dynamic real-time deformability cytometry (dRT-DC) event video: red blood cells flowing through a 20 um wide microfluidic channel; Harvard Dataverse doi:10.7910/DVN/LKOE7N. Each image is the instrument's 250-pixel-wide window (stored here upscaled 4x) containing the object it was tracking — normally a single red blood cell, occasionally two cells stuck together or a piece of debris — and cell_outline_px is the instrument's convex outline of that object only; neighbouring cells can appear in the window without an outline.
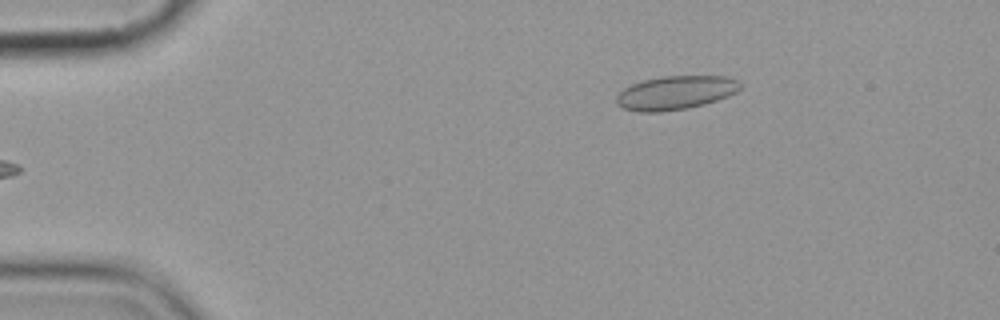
{"species": "common noctule bat (a hibernating species)", "species_latin": "Nyctalus noctula", "temperature_condition": "cold", "stored_images_in_passage": 6, "camera_frame_rate_fps": 3000, "um_per_image_px": 0.085, "animal": {"sex": "female", "body_mass_g": 19.9}, "frame": {"image": 1, "passage_image": 6, "time_ms": 6.667, "image_size_px": [1000, 320], "cell_outline_px": [[744, 84], [736, 92], [728, 96], [704, 104], [688, 108], [660, 112], [636, 112], [624, 108], [616, 104], [616, 96], [624, 88], [632, 84], [644, 80], [664, 76], [728, 76], [740, 80]], "centroid_in_image_um": [57.45, 7.88], "position_along_channel_um": 27.5, "area_um2": 24.51}}